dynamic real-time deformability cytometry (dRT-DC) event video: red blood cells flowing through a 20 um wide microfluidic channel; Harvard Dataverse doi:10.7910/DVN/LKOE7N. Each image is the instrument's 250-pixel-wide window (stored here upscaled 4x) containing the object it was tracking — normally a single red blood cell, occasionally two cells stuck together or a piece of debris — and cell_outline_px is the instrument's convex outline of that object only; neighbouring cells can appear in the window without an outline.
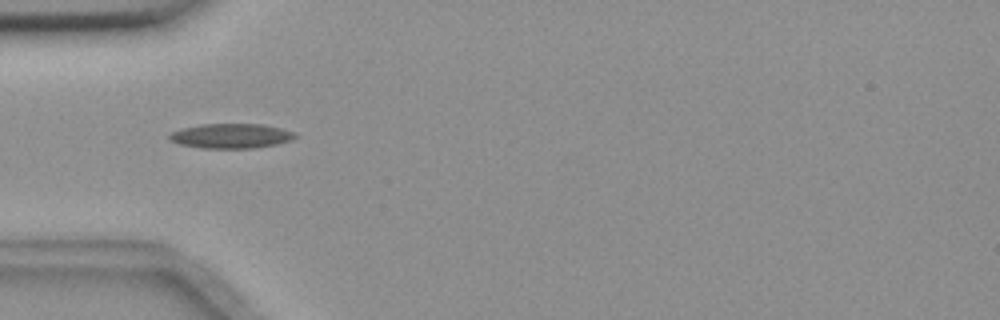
{"species": "common noctule bat (a hibernating species)", "species_latin": "Nyctalus noctula", "temperature_condition": "room temperature", "stored_images_in_passage": 40, "camera_frame_rate_fps": 3000, "um_per_image_px": 0.085, "animal": {"sex": "female", "body_mass_g": 18.4}, "frame": {"image": 1, "passage_image": 2, "time_ms": 0.333, "image_size_px": [1000, 320], "cell_outline_px": [[300, 136], [292, 140], [276, 144], [252, 148], [204, 148], [180, 144], [168, 140], [168, 136], [172, 132], [184, 128], [200, 124], [264, 124], [296, 132]], "centroid_in_image_um": [19.69, 11.55], "position_along_channel_um": 65.3, "area_um2": 18.15}}
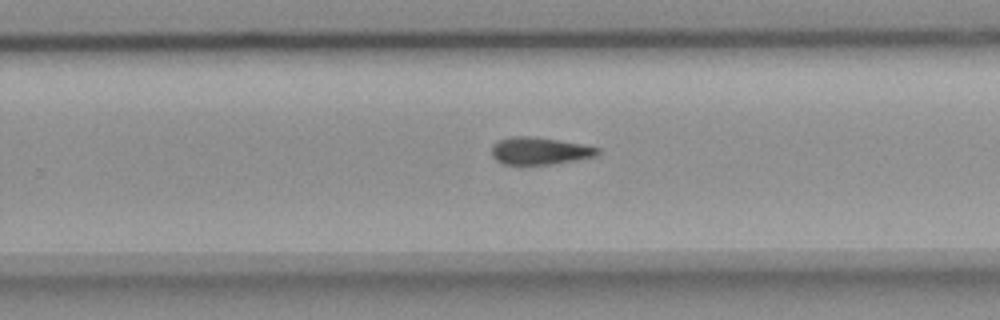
{"frame": {"image": 2, "passage_image": 20, "time_ms": 6.333, "image_size_px": [1000, 320], "cell_outline_px": [[600, 152], [596, 156], [576, 160], [552, 164], [504, 164], [496, 160], [492, 156], [492, 144], [496, 140], [508, 136], [532, 136], [580, 144], [600, 148]], "centroid_in_image_um": [45.82, 12.82], "position_along_channel_um": 284.0, "area_um2": 16.88}}
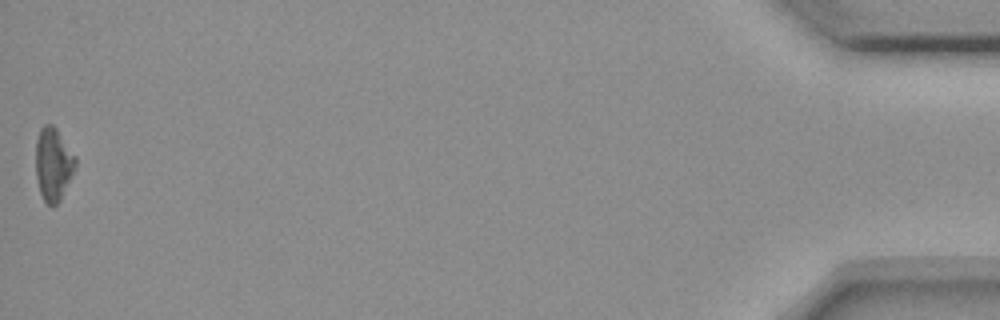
{"frame": {"image": 3, "passage_image": 40, "time_ms": 13.0, "image_size_px": [1000, 320], "cell_outline_px": [[76, 164], [60, 200], [52, 208], [44, 200], [40, 192], [36, 176], [36, 140], [40, 128], [44, 124], [52, 124], [56, 128], [76, 156]], "centroid_in_image_um": [4.51, 13.93], "position_along_channel_um": 430.7, "area_um2": 16.76}}